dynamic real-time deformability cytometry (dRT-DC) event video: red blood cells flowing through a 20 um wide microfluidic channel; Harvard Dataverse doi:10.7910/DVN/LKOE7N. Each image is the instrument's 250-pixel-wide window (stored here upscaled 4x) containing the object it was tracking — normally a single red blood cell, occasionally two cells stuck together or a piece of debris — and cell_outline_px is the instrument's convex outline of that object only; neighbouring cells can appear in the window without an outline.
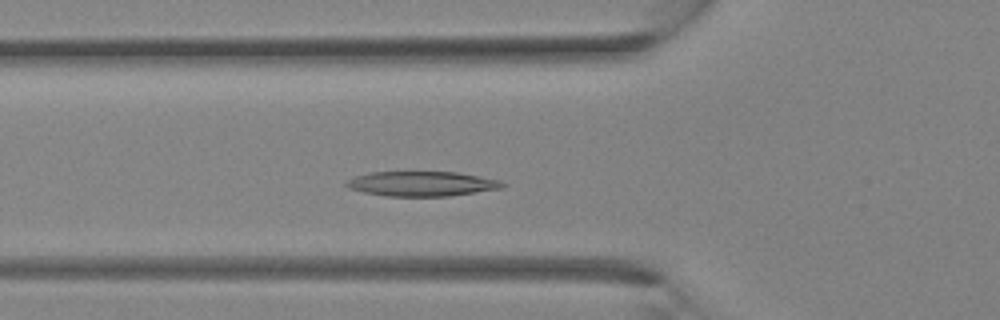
{"species": "Egyptian fruit bat (a non-hibernating species)", "species_latin": "Rousettus aegyptiacus", "temperature_condition": "room temperature", "stored_images_in_passage": 33, "camera_frame_rate_fps": 3000, "um_per_image_px": 0.085, "animal": {"sex": "female"}, "frame": {"image": 1, "passage_image": 10, "time_ms": 3.0, "image_size_px": [1000, 320], "cell_outline_px": [[508, 184], [504, 188], [448, 196], [388, 196], [364, 192], [348, 188], [344, 184], [348, 180], [356, 176], [372, 172], [456, 172], [500, 180]], "centroid_in_image_um": [35.89, 15.62], "position_along_channel_um": 89.9, "area_um2": 22.48}}
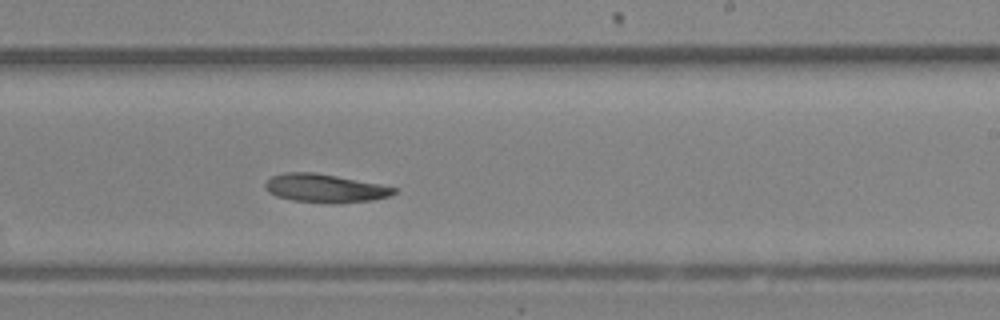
{"frame": {"image": 2, "passage_image": 19, "time_ms": 6.0, "image_size_px": [1000, 320], "cell_outline_px": [[396, 192], [388, 196], [372, 200], [292, 200], [276, 196], [268, 192], [264, 188], [264, 184], [272, 176], [284, 172], [316, 172], [380, 184], [396, 188]], "centroid_in_image_um": [27.55, 15.93], "position_along_channel_um": 261.5, "area_um2": 20.23}}
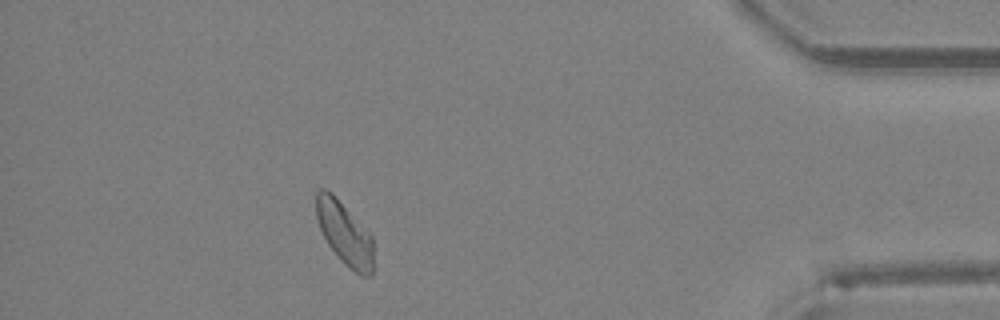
{"frame": {"image": 3, "passage_image": 29, "time_ms": 9.333, "image_size_px": [1000, 320], "cell_outline_px": [[372, 276], [360, 276], [344, 264], [340, 260], [328, 244], [316, 220], [316, 192], [320, 188], [324, 188], [332, 192], [372, 236]], "centroid_in_image_um": [29.26, 19.83], "position_along_channel_um": 405.9, "area_um2": 20.92}}